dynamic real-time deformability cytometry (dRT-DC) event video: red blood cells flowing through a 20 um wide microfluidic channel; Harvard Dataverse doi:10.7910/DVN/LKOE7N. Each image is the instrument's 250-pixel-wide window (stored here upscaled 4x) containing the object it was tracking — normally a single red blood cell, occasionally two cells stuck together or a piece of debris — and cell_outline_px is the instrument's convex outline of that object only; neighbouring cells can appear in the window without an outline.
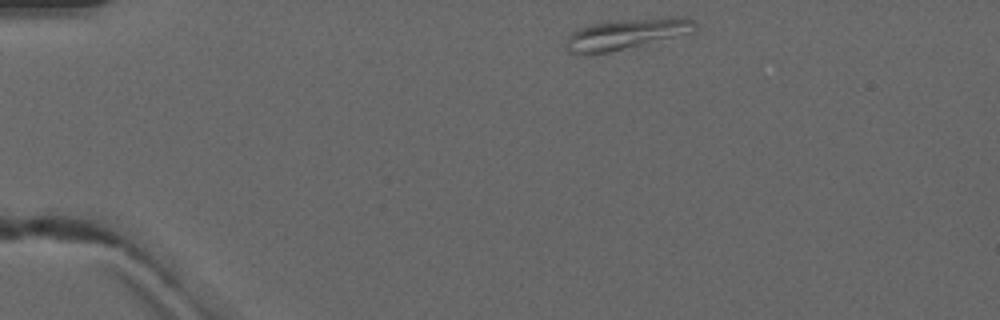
{"species": "common noctule bat (a hibernating species)", "species_latin": "Nyctalus noctula", "temperature_condition": "warm", "stored_images_in_passage": 5, "camera_frame_rate_fps": 3000, "um_per_image_px": 0.085, "animal": {"sex": "male", "forearm_length_mm": 52.5}, "frame": {"image": 1, "passage_image": 1, "time_ms": 0.0, "image_size_px": [1000, 320], "cell_outline_px": [[696, 28], [692, 32], [608, 52], [568, 52], [564, 48], [564, 44], [568, 36], [576, 28], [588, 24], [612, 20], [672, 16], [684, 16], [696, 20]], "centroid_in_image_um": [53.24, 2.83], "position_along_channel_um": 31.8, "area_um2": 23.0}}
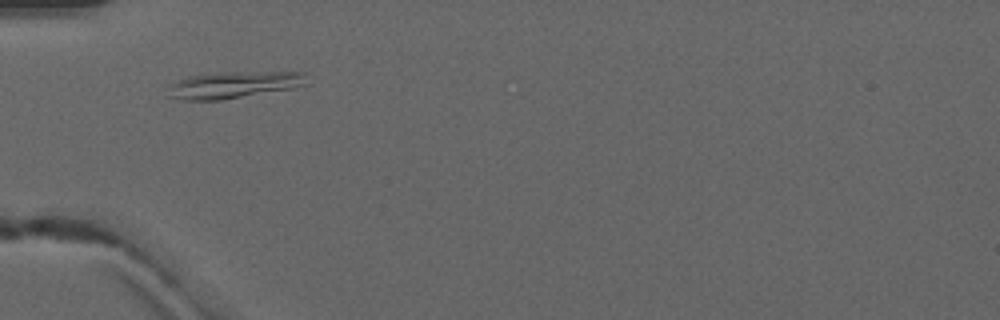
{"frame": {"image": 2, "passage_image": 3, "time_ms": 2.333, "image_size_px": [1000, 320], "cell_outline_px": [[304, 84], [292, 88], [220, 100], [184, 100], [168, 96], [168, 84], [176, 80], [188, 76], [216, 72], [304, 72]], "centroid_in_image_um": [19.74, 7.2], "position_along_channel_um": 65.3, "area_um2": 21.44}}
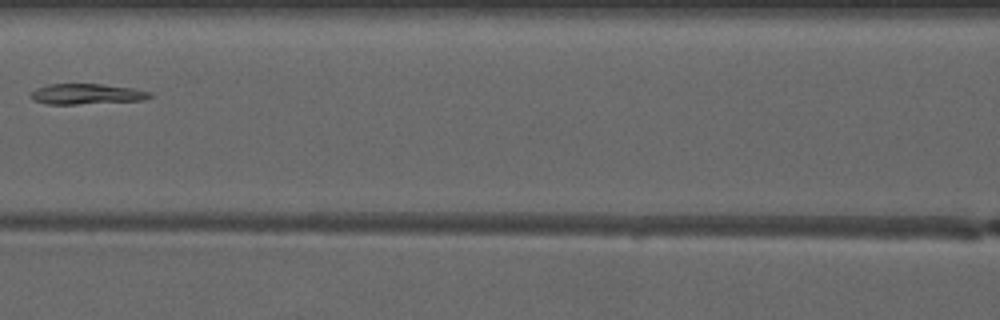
{"frame": {"image": 3, "passage_image": 5, "time_ms": 4.667, "image_size_px": [1000, 320], "cell_outline_px": [[152, 96], [144, 100], [76, 104], [48, 104], [32, 100], [28, 96], [36, 88], [52, 84], [100, 84], [132, 88], [148, 92]], "centroid_in_image_um": [7.3, 7.99], "position_along_channel_um": 159.3, "area_um2": 14.05}}